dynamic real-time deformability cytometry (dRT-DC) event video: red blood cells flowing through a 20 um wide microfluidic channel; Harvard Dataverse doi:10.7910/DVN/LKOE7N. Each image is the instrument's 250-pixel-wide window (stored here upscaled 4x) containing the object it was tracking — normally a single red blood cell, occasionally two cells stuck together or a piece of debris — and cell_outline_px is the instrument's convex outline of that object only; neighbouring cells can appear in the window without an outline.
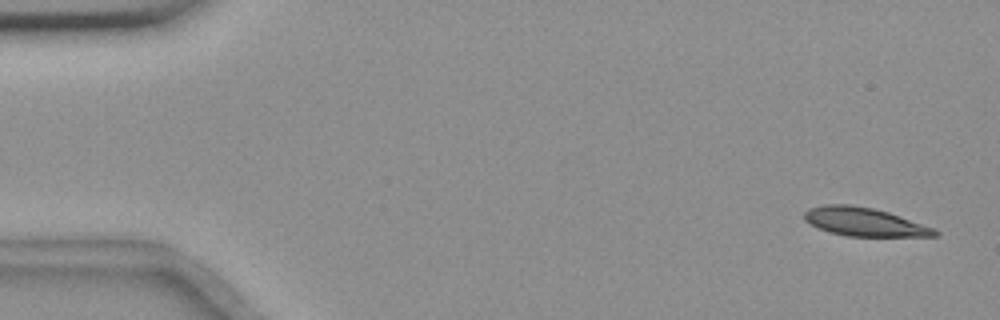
{"species": "common noctule bat (a hibernating species)", "species_latin": "Nyctalus noctula", "temperature_condition": "room temperature", "stored_images_in_passage": 5, "camera_frame_rate_fps": 3000, "um_per_image_px": 0.085, "animal": {"sex": "female", "body_mass_g": 18.4}, "frame": {"image": 1, "passage_image": 1, "time_ms": 0.0, "image_size_px": [1000, 320], "cell_outline_px": [[940, 232], [936, 236], [848, 236], [828, 232], [816, 228], [804, 220], [804, 212], [808, 208], [824, 204], [848, 204], [872, 208], [888, 212], [932, 228]], "centroid_in_image_um": [73.38, 18.86], "position_along_channel_um": 11.6, "area_um2": 21.5}}